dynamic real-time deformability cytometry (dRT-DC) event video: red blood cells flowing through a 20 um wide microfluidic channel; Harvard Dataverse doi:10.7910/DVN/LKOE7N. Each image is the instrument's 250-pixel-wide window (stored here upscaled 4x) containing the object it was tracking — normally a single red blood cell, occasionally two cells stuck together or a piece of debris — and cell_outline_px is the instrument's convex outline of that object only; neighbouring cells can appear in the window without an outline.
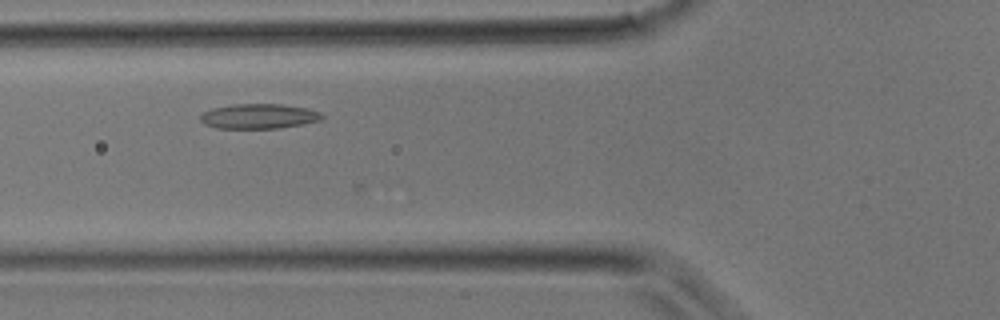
{"species": "common noctule bat (a hibernating species)", "species_latin": "Nyctalus noctula", "temperature_condition": "room temperature", "stored_images_in_passage": 25, "camera_frame_rate_fps": 3000, "um_per_image_px": 0.085, "animal": {"sex": "male", "body_mass_g": 17.9}, "frame": {"image": 1, "passage_image": 5, "time_ms": 1.333, "image_size_px": [1000, 320], "cell_outline_px": [[324, 116], [320, 120], [280, 128], [216, 128], [204, 124], [200, 120], [200, 116], [204, 112], [212, 108], [232, 104], [280, 104], [308, 108], [320, 112]], "centroid_in_image_um": [21.98, 9.87], "position_along_channel_um": 103.8, "area_um2": 17.57}}
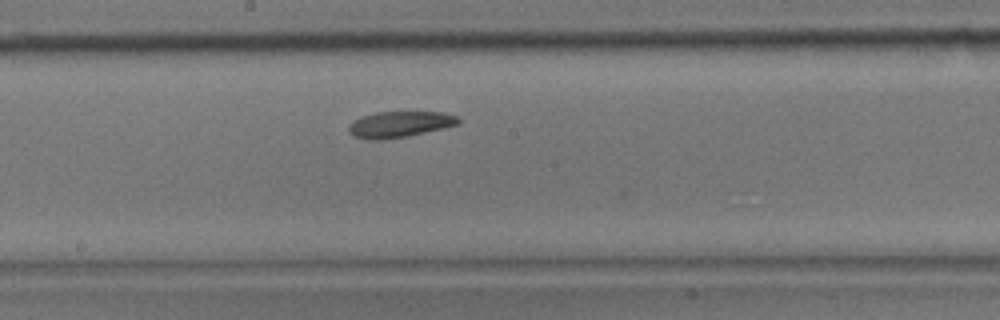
{"frame": {"image": 2, "passage_image": 11, "time_ms": 3.333, "image_size_px": [1000, 320], "cell_outline_px": [[460, 124], [444, 128], [408, 136], [380, 140], [368, 140], [356, 136], [348, 132], [348, 124], [360, 116], [376, 112], [444, 112], [456, 116], [460, 120]], "centroid_in_image_um": [33.96, 10.56], "position_along_channel_um": 214.2, "area_um2": 16.76}}
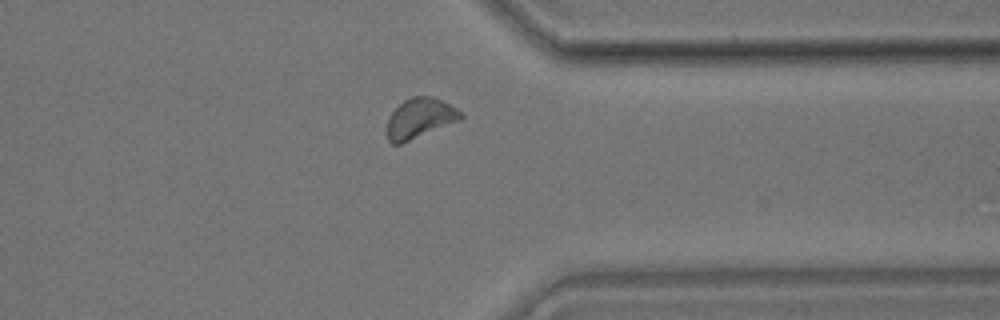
{"frame": {"image": 3, "passage_image": 20, "time_ms": 6.333, "image_size_px": [1000, 320], "cell_outline_px": [[464, 116], [460, 120], [400, 144], [392, 144], [388, 140], [384, 132], [388, 120], [392, 112], [404, 100], [412, 96], [432, 96], [456, 108]], "centroid_in_image_um": [35.64, 10.06], "position_along_channel_um": 375.8, "area_um2": 17.11}}